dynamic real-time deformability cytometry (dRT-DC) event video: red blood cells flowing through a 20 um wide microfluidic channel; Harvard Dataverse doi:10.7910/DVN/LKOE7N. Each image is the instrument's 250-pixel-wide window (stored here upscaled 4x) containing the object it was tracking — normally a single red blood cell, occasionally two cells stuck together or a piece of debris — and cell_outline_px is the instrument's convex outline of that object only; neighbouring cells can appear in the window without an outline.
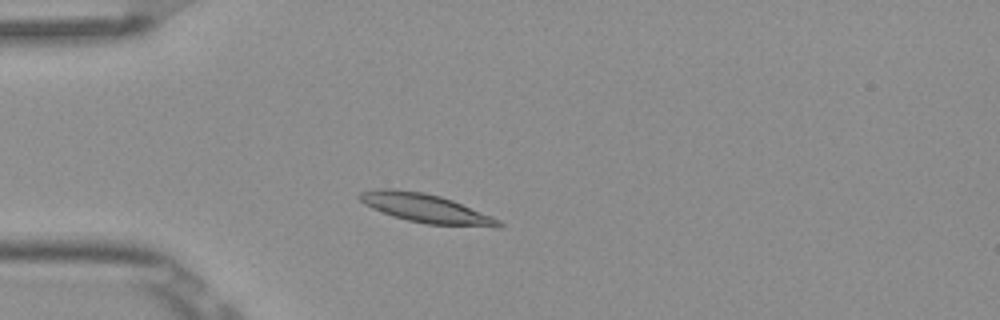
{"species": "Egyptian fruit bat (a non-hibernating species)", "species_latin": "Rousettus aegyptiacus", "temperature_condition": "room temperature", "stored_images_in_passage": 3, "camera_frame_rate_fps": 3000, "um_per_image_px": 0.085, "frame": {"image": 1, "passage_image": 3, "time_ms": 0.667, "image_size_px": [1000, 320], "cell_outline_px": [[504, 224], [500, 228], [496, 228], [428, 224], [408, 220], [392, 216], [372, 208], [364, 204], [356, 196], [360, 192], [380, 188], [392, 188], [424, 192], [440, 196], [452, 200], [492, 216], [500, 220]], "centroid_in_image_um": [36.21, 17.71], "position_along_channel_um": 48.8, "area_um2": 23.52}}